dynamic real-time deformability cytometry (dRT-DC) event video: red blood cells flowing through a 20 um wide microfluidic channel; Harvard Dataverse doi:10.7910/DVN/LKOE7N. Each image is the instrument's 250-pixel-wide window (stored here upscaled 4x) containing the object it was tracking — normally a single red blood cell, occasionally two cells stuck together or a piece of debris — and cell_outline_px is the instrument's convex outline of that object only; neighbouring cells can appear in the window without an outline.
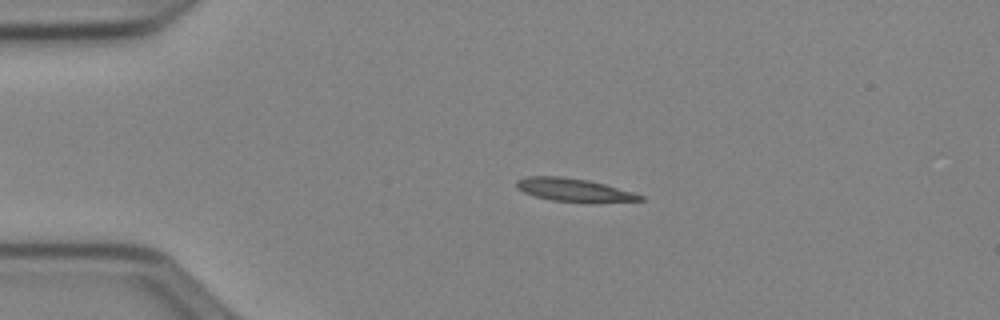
{"species": "Egyptian fruit bat (a non-hibernating species)", "species_latin": "Rousettus aegyptiacus", "temperature_condition": "cold", "stored_images_in_passage": 41, "camera_frame_rate_fps": 3000, "um_per_image_px": 0.085, "animal": {"sex": "female"}, "frame": {"image": 1, "passage_image": 7, "time_ms": 2.0, "image_size_px": [1000, 320], "cell_outline_px": [[644, 200], [552, 200], [536, 196], [524, 192], [516, 188], [516, 180], [528, 176], [560, 176], [588, 180], [604, 184], [632, 192], [644, 196]], "centroid_in_image_um": [48.66, 16.09], "position_along_channel_um": 36.3, "area_um2": 15.61}}
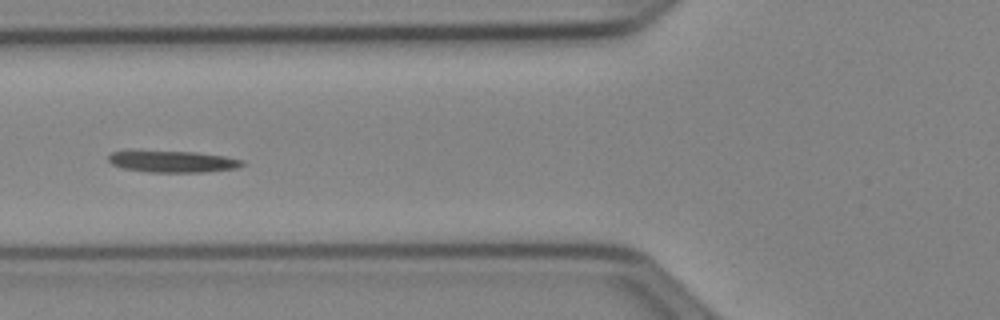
{"frame": {"image": 2, "passage_image": 16, "time_ms": 5.0, "image_size_px": [1000, 320], "cell_outline_px": [[244, 164], [240, 168], [204, 172], [148, 172], [124, 168], [112, 164], [108, 160], [108, 156], [112, 152], [196, 152], [224, 156], [244, 160]], "centroid_in_image_um": [14.77, 13.75], "position_along_channel_um": 111.0, "area_um2": 16.47}}
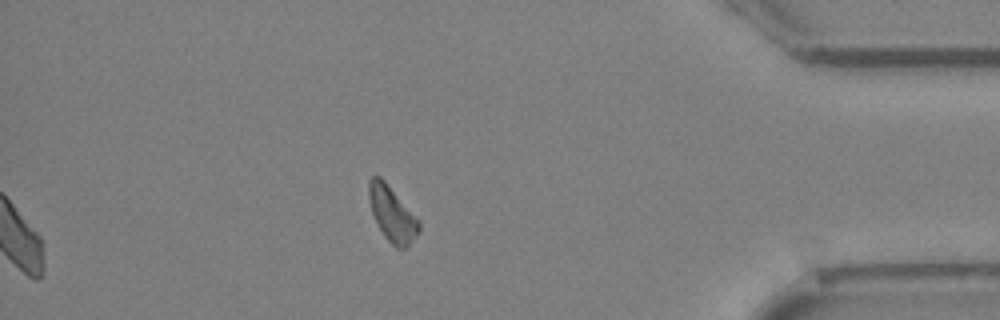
{"frame": {"image": 3, "passage_image": 41, "time_ms": 13.333, "image_size_px": [1000, 320], "cell_outline_px": [[420, 232], [404, 248], [396, 248], [384, 236], [372, 212], [368, 200], [368, 180], [372, 176], [380, 176], [384, 180], [420, 224]], "centroid_in_image_um": [33.28, 18.17], "position_along_channel_um": 401.9, "area_um2": 15.43}}